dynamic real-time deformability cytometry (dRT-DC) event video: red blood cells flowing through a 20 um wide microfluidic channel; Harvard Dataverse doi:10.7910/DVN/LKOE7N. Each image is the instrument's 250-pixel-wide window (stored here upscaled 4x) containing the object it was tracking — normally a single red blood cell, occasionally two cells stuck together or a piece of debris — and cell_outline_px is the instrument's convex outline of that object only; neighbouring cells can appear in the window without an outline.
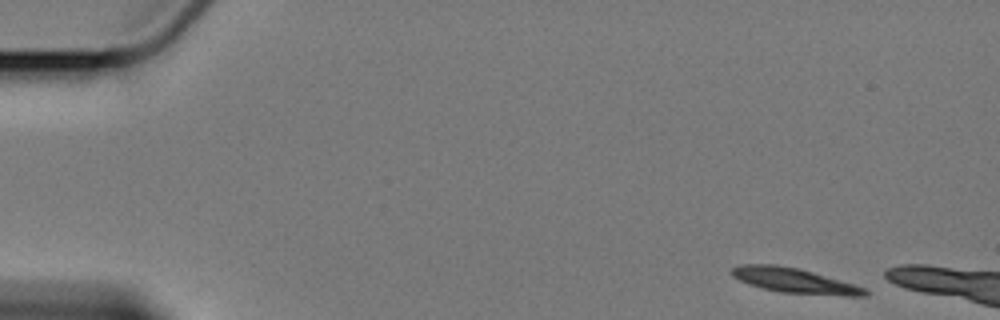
{"species": "Egyptian fruit bat (a non-hibernating species)", "species_latin": "Rousettus aegyptiacus", "temperature_condition": "cold", "stored_images_in_passage": 3, "camera_frame_rate_fps": 3000, "um_per_image_px": 0.085, "animal": {"sex": "female"}, "frame": {"image": 1, "passage_image": 1, "time_ms": 0.0, "image_size_px": [1000, 320], "cell_outline_px": [[868, 296], [844, 296], [780, 292], [748, 284], [732, 276], [732, 268], [740, 264], [772, 264], [796, 268], [812, 272], [852, 284], [864, 288], [868, 292]], "centroid_in_image_um": [67.5, 23.86], "position_along_channel_um": 17.5, "area_um2": 18.96}}